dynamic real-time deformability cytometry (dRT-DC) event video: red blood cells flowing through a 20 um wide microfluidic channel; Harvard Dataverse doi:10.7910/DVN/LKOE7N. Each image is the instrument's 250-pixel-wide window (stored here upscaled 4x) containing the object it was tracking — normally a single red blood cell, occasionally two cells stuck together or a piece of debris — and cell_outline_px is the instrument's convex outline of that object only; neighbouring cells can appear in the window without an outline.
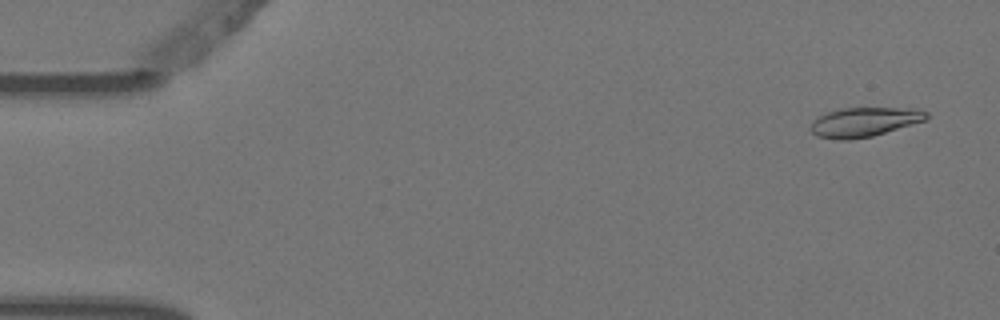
{"species": "Egyptian fruit bat (a non-hibernating species)", "species_latin": "Rousettus aegyptiacus", "temperature_condition": "warm", "stored_images_in_passage": 4, "camera_frame_rate_fps": 3000, "um_per_image_px": 0.085, "animal": {"sex": "female"}, "frame": {"image": 1, "passage_image": 1, "time_ms": 0.0, "image_size_px": [1000, 320], "cell_outline_px": [[928, 120], [872, 136], [852, 140], [836, 140], [816, 136], [808, 128], [812, 120], [816, 116], [840, 108], [912, 108], [928, 112]], "centroid_in_image_um": [73.42, 10.38], "position_along_channel_um": 11.6, "area_um2": 20.17}}
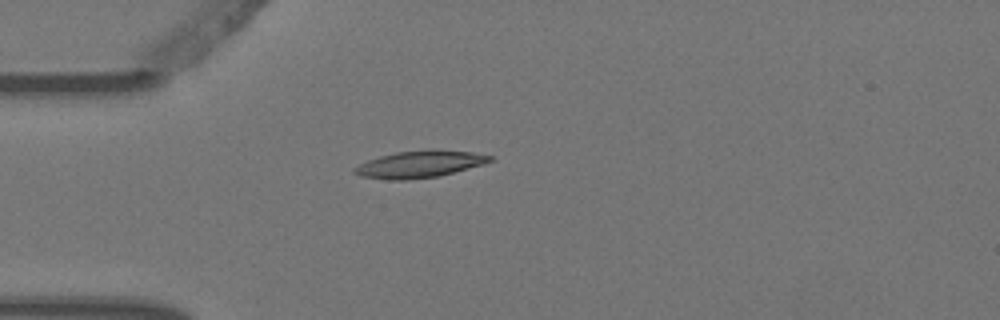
{"frame": {"image": 2, "passage_image": 4, "time_ms": 1.0, "image_size_px": [1000, 320], "cell_outline_px": [[492, 160], [484, 164], [440, 176], [408, 180], [388, 180], [360, 176], [352, 172], [352, 168], [368, 160], [380, 156], [396, 152], [472, 152], [492, 156]], "centroid_in_image_um": [35.59, 14.01], "position_along_channel_um": 49.4, "area_um2": 20.46}}